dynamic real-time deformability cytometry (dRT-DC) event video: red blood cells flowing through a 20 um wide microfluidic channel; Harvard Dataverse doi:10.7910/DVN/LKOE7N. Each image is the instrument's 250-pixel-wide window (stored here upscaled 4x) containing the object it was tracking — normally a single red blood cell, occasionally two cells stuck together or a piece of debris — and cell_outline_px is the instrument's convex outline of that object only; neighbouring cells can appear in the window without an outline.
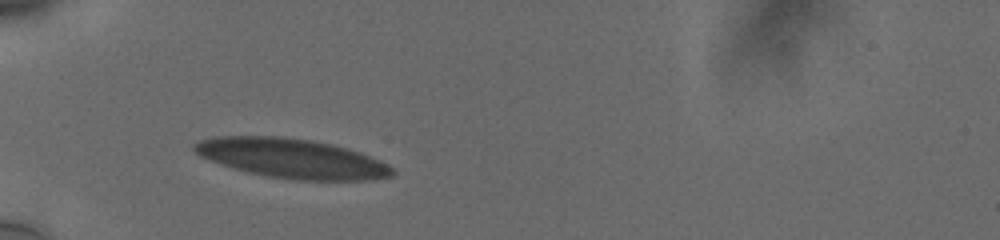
{"species": "human", "species_latin": "Homo sapiens", "temperature_condition": "cold", "stored_images_in_passage": 3, "camera_frame_rate_fps": 3000, "um_per_image_px": 0.085, "donor": {"sex": "male"}, "frame": {"image": 1, "passage_image": 1, "time_ms": 0.0, "image_size_px": [1000, 240], "cell_outline_px": [[396, 172], [392, 176], [372, 180], [292, 180], [268, 176], [248, 172], [232, 168], [208, 160], [200, 156], [192, 148], [192, 144], [200, 140], [216, 136], [280, 136], [312, 140], [332, 144], [348, 148], [360, 152], [388, 164]], "centroid_in_image_um": [24.8, 13.46], "position_along_channel_um": 60.2, "area_um2": 45.78}}